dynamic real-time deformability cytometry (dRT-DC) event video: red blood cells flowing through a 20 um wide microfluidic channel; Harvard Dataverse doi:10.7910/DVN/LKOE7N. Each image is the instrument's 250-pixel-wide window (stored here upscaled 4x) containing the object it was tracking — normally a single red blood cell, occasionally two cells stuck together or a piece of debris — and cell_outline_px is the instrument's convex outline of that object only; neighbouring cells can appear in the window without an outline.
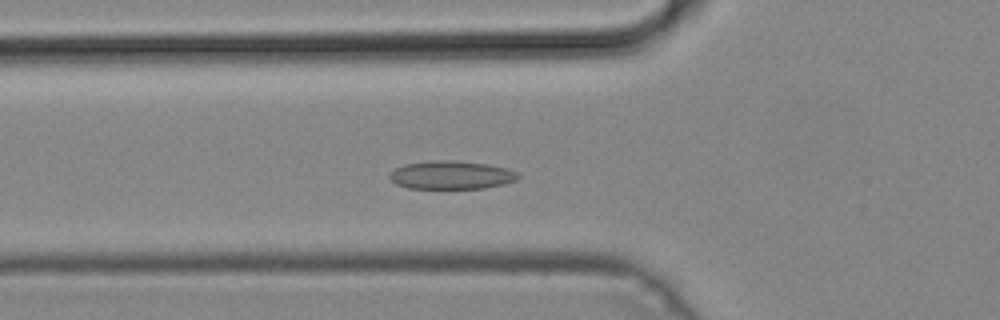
{"species": "common noctule bat (a hibernating species)", "species_latin": "Nyctalus noctula", "temperature_condition": "cold", "stored_images_in_passage": 43, "camera_frame_rate_fps": 3000, "um_per_image_px": 0.085, "animal": {"sex": "male", "body_mass_g": 19.2, "forearm_length_mm": 51.8}, "frame": {"image": 1, "passage_image": 11, "time_ms": 3.333, "image_size_px": [1000, 320], "cell_outline_px": [[520, 176], [516, 180], [504, 184], [484, 188], [408, 188], [396, 184], [388, 176], [396, 168], [404, 164], [440, 160], [448, 160], [488, 164], [504, 168], [516, 172]], "centroid_in_image_um": [38.36, 14.88], "position_along_channel_um": 87.4, "area_um2": 20.87}}
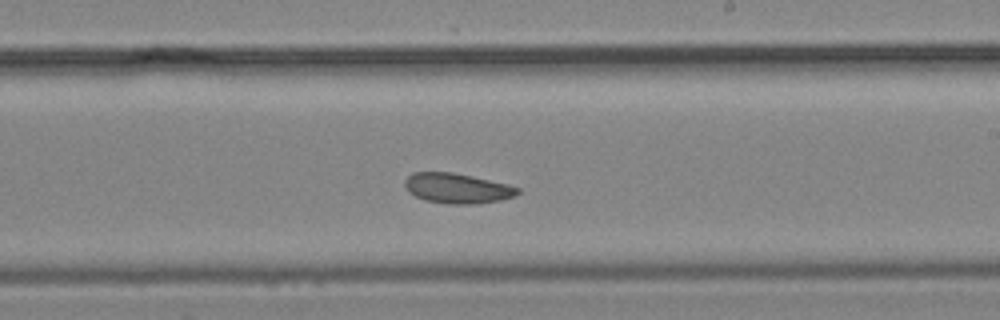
{"frame": {"image": 2, "passage_image": 23, "time_ms": 7.333, "image_size_px": [1000, 320], "cell_outline_px": [[520, 192], [512, 196], [500, 200], [476, 204], [448, 204], [424, 200], [408, 192], [404, 184], [404, 180], [412, 172], [452, 172], [472, 176], [508, 184], [520, 188]], "centroid_in_image_um": [38.84, 16.0], "position_along_channel_um": 250.2, "area_um2": 19.83}}
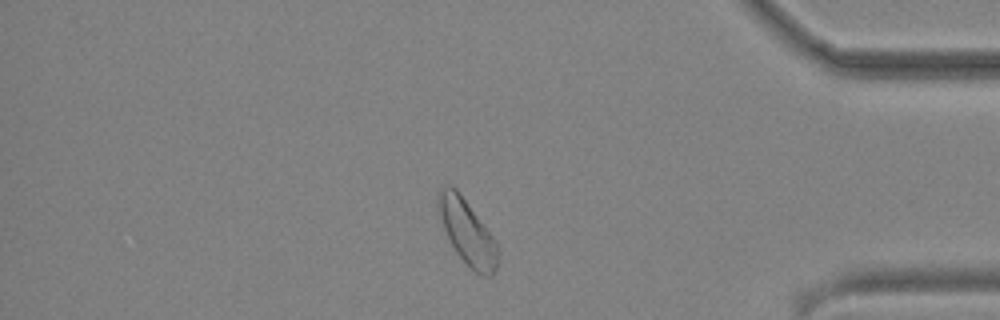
{"frame": {"image": 3, "passage_image": 36, "time_ms": 11.667, "image_size_px": [1000, 320], "cell_outline_px": [[500, 260], [492, 276], [484, 276], [476, 272], [456, 252], [436, 212], [436, 196], [440, 188], [444, 184], [452, 184], [456, 188], [496, 240]], "centroid_in_image_um": [39.69, 19.67], "position_along_channel_um": 395.5, "area_um2": 22.66}}